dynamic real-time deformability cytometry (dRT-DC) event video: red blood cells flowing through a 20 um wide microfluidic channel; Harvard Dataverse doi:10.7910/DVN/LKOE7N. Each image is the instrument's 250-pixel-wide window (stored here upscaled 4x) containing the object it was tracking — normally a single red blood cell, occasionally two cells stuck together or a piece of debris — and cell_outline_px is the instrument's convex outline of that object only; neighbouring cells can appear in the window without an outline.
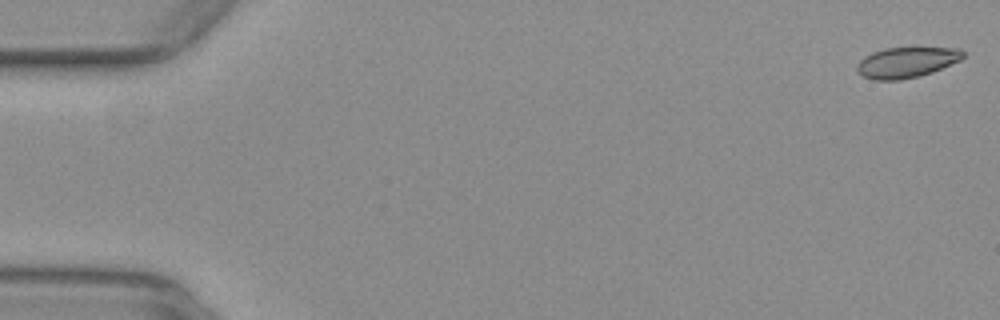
{"species": "common noctule bat (a hibernating species)", "species_latin": "Nyctalus noctula", "temperature_condition": "warm", "stored_images_in_passage": 14, "camera_frame_rate_fps": 3000, "um_per_image_px": 0.085, "animal": {"sex": "female", "body_mass_g": 29.2, "forearm_length_mm": 56.3}, "frame": {"image": 1, "passage_image": 1, "time_ms": 0.0, "image_size_px": [1000, 320], "cell_outline_px": [[964, 56], [960, 60], [932, 72], [920, 76], [900, 80], [872, 80], [864, 76], [856, 68], [856, 64], [864, 56], [872, 52], [884, 48], [912, 44], [960, 48], [964, 52]], "centroid_in_image_um": [77.09, 5.23], "position_along_channel_um": 7.9, "area_um2": 19.94}}